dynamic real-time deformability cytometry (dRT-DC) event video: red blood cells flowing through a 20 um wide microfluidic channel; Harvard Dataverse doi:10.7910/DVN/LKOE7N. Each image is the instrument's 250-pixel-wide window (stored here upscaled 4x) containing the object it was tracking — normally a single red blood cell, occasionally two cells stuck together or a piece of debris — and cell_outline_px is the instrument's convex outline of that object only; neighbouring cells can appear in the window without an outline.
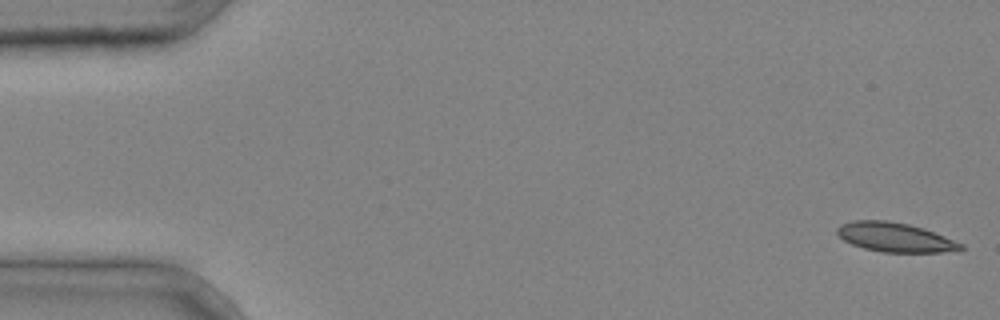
{"species": "common noctule bat (a hibernating species)", "species_latin": "Nyctalus noctula", "temperature_condition": "cold", "stored_images_in_passage": 41, "camera_frame_rate_fps": 3000, "um_per_image_px": 0.085, "animal": {"sex": "male", "body_mass_g": 20.4}, "frame": {"image": 1, "passage_image": 1, "time_ms": 0.0, "image_size_px": [1000, 320], "cell_outline_px": [[964, 248], [960, 252], [884, 252], [864, 248], [852, 244], [844, 240], [836, 232], [836, 228], [840, 224], [852, 220], [888, 220], [908, 224], [924, 228], [964, 244]], "centroid_in_image_um": [76.11, 20.17], "position_along_channel_um": 8.9, "area_um2": 21.27}}
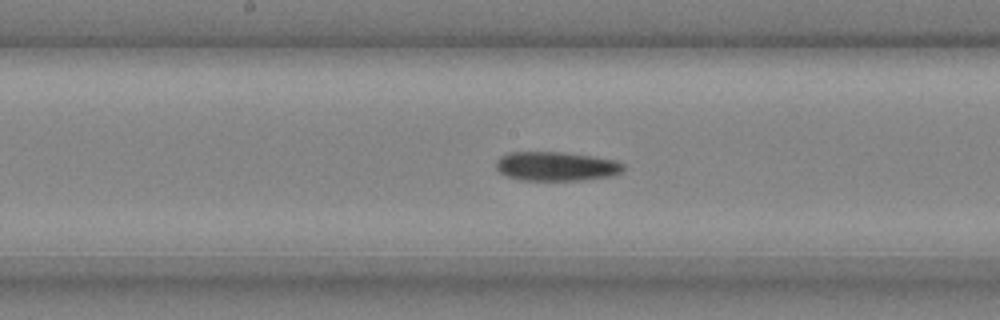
{"frame": {"image": 2, "passage_image": 22, "time_ms": 7.0, "image_size_px": [1000, 320], "cell_outline_px": [[624, 168], [620, 172], [612, 176], [584, 180], [520, 180], [508, 176], [500, 172], [496, 168], [496, 160], [500, 156], [508, 152], [564, 152], [592, 156], [616, 160], [624, 164]], "centroid_in_image_um": [47.28, 14.13], "position_along_channel_um": 200.9, "area_um2": 21.73}}
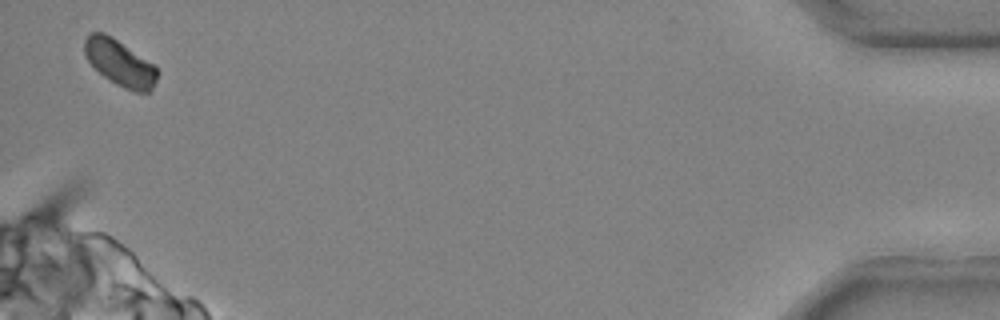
{"frame": {"image": 3, "passage_image": 41, "time_ms": 13.333, "image_size_px": [1000, 320], "cell_outline_px": [[160, 72], [152, 92], [136, 92], [124, 88], [116, 84], [104, 76], [88, 60], [84, 52], [84, 40], [92, 32], [104, 32], [112, 36], [156, 64]], "centroid_in_image_um": [10.27, 5.35], "position_along_channel_um": 424.9, "area_um2": 19.88}}